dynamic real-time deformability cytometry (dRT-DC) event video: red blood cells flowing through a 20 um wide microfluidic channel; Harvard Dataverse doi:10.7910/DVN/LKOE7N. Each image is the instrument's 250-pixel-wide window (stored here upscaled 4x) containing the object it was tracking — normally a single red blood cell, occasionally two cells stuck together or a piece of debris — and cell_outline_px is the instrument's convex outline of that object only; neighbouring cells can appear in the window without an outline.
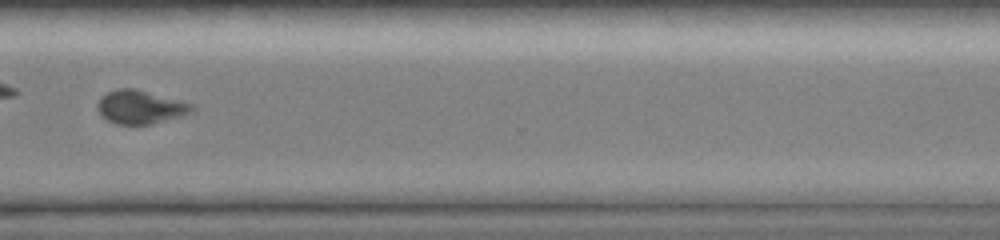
{"species": "common noctule bat (a hibernating species)", "species_latin": "Nyctalus noctula", "temperature_condition": "room temperature", "stored_images_in_passage": 67, "camera_frame_rate_fps": 3000, "um_per_image_px": 0.085, "animal": {"sex": "female", "body_mass_g": 19.0, "forearm_length_mm": 51.5}, "frame": {"image": 1, "passage_image": 66, "time_ms": 11.667, "image_size_px": [1000, 240], "cell_outline_px": [[196, 108], [192, 112], [180, 116], [152, 124], [116, 124], [108, 120], [96, 108], [96, 104], [108, 92], [120, 88], [136, 88], [192, 104]], "centroid_in_image_um": [11.94, 9.1], "position_along_channel_um": 358.7, "area_um2": 18.15}}